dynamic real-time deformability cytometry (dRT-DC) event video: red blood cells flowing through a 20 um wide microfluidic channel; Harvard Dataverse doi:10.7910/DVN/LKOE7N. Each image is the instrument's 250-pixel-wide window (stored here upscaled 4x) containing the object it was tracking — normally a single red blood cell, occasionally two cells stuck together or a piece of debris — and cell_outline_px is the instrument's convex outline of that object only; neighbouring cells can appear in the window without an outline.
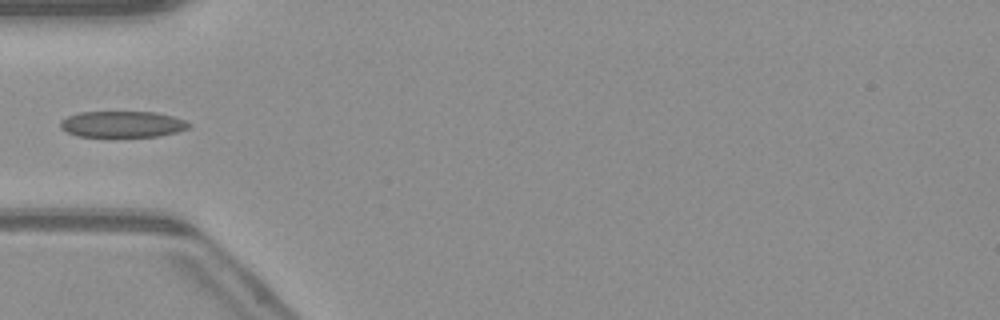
{"species": "common noctule bat (a hibernating species)", "species_latin": "Nyctalus noctula", "temperature_condition": "warm", "stored_images_in_passage": 34, "camera_frame_rate_fps": 3000, "um_per_image_px": 0.085, "animal": {"sex": "male", "body_mass_g": 23.1, "forearm_length_mm": 52.7}, "frame": {"image": 1, "passage_image": 1, "time_ms": 0.0, "image_size_px": [1000, 320], "cell_outline_px": [[192, 124], [188, 128], [176, 132], [156, 136], [76, 136], [60, 128], [60, 120], [68, 116], [80, 112], [156, 112], [172, 116], [184, 120]], "centroid_in_image_um": [10.39, 10.55], "position_along_channel_um": 74.6, "area_um2": 19.48}}
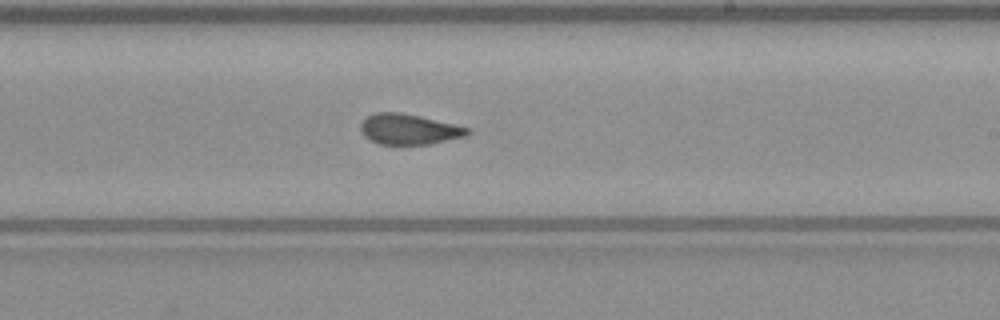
{"frame": {"image": 2, "passage_image": 14, "time_ms": 4.333, "image_size_px": [1000, 320], "cell_outline_px": [[472, 132], [468, 136], [428, 144], [380, 144], [364, 136], [360, 128], [360, 124], [368, 116], [376, 112], [400, 112], [420, 116], [468, 128]], "centroid_in_image_um": [34.77, 10.98], "position_along_channel_um": 254.2, "area_um2": 18.79}}
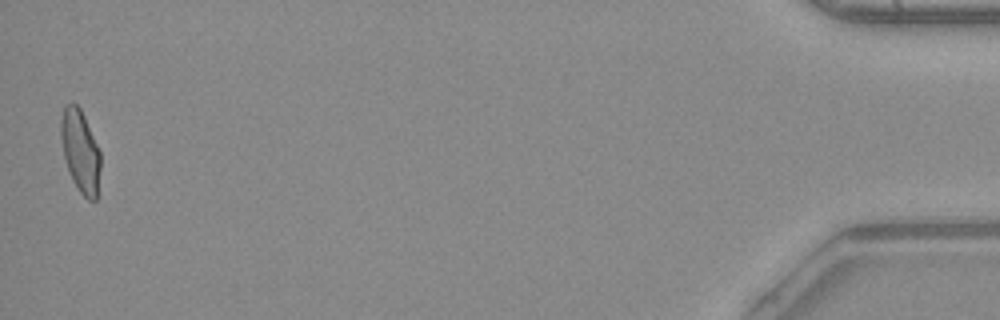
{"frame": {"image": 3, "passage_image": 34, "time_ms": 11.0, "image_size_px": [1000, 320], "cell_outline_px": [[100, 168], [96, 200], [88, 200], [80, 192], [72, 180], [64, 156], [60, 136], [60, 120], [64, 104], [76, 104], [80, 108], [84, 116], [100, 152]], "centroid_in_image_um": [6.81, 12.83], "position_along_channel_um": 428.4, "area_um2": 18.84}}